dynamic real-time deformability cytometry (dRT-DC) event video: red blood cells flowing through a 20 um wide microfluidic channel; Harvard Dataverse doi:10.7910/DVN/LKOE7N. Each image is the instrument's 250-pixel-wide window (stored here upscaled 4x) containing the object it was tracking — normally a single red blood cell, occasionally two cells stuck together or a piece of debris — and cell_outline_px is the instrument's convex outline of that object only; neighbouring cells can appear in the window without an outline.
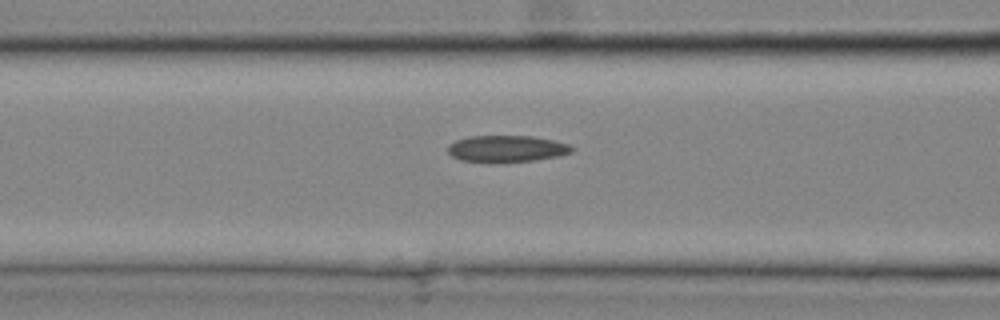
{"species": "common noctule bat (a hibernating species)", "species_latin": "Nyctalus noctula", "temperature_condition": "cold", "stored_images_in_passage": 4, "camera_frame_rate_fps": 3000, "um_per_image_px": 0.085, "animal": {"sex": "male", "body_mass_g": 20.4}, "frame": {"image": 1, "passage_image": 3, "time_ms": 0.667, "image_size_px": [1000, 320], "cell_outline_px": [[576, 148], [572, 152], [560, 156], [536, 160], [504, 164], [496, 164], [460, 160], [452, 156], [448, 152], [448, 144], [456, 140], [472, 136], [532, 136], [552, 140], [568, 144]], "centroid_in_image_um": [43.07, 12.67], "position_along_channel_um": 123.5, "area_um2": 19.83}}